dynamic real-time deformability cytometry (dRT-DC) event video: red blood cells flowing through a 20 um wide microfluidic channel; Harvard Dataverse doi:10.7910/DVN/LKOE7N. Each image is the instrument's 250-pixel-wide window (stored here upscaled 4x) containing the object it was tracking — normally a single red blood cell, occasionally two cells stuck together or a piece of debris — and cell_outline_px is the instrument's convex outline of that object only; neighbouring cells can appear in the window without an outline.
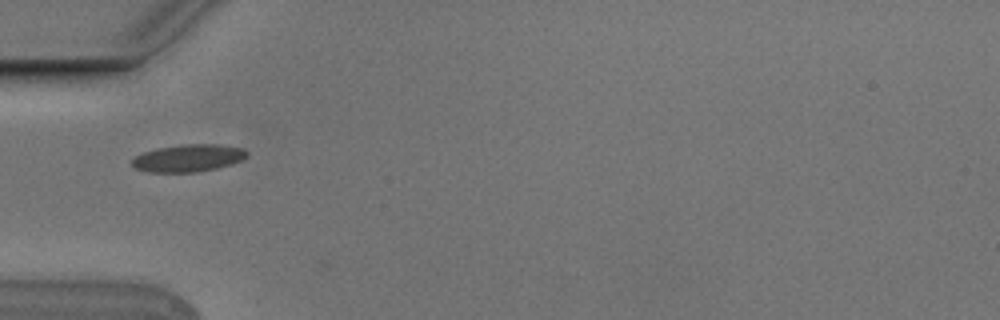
{"species": "Egyptian fruit bat (a non-hibernating species)", "species_latin": "Rousettus aegyptiacus", "temperature_condition": "cold", "stored_images_in_passage": 7, "camera_frame_rate_fps": 3000, "um_per_image_px": 0.085, "animal": {"sex": "male"}, "frame": {"image": 1, "passage_image": 4, "time_ms": 1.0, "image_size_px": [1000, 320], "cell_outline_px": [[248, 156], [232, 164], [216, 168], [196, 172], [148, 172], [136, 168], [132, 164], [132, 160], [136, 156], [144, 152], [156, 148], [180, 144], [220, 144], [244, 148], [248, 152]], "centroid_in_image_um": [16.03, 13.42], "position_along_channel_um": 69.0, "area_um2": 18.38}}
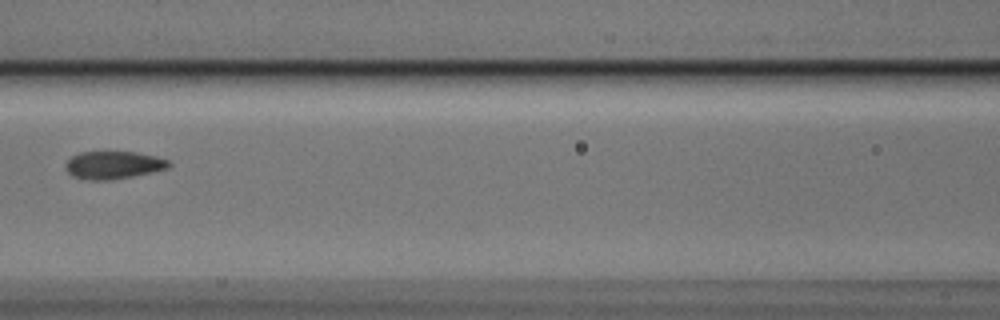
{"frame": {"image": 2, "passage_image": 6, "time_ms": 1.667, "image_size_px": [1000, 320], "cell_outline_px": [[172, 164], [168, 168], [152, 172], [132, 176], [108, 180], [92, 180], [72, 176], [64, 168], [64, 164], [72, 156], [80, 152], [136, 152], [156, 156], [168, 160]], "centroid_in_image_um": [9.63, 14.02], "position_along_channel_um": 157.0, "area_um2": 16.65}}
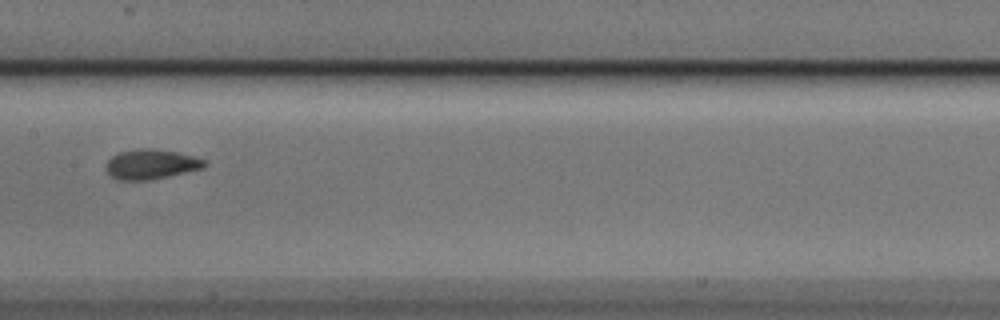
{"frame": {"image": 3, "passage_image": 7, "time_ms": 2.0, "image_size_px": [1000, 320], "cell_outline_px": [[208, 164], [204, 168], [168, 176], [148, 180], [116, 180], [108, 172], [108, 160], [112, 156], [120, 152], [136, 148], [152, 148], [180, 152], [204, 160]], "centroid_in_image_um": [12.87, 13.95], "position_along_channel_um": 194.5, "area_um2": 17.05}}